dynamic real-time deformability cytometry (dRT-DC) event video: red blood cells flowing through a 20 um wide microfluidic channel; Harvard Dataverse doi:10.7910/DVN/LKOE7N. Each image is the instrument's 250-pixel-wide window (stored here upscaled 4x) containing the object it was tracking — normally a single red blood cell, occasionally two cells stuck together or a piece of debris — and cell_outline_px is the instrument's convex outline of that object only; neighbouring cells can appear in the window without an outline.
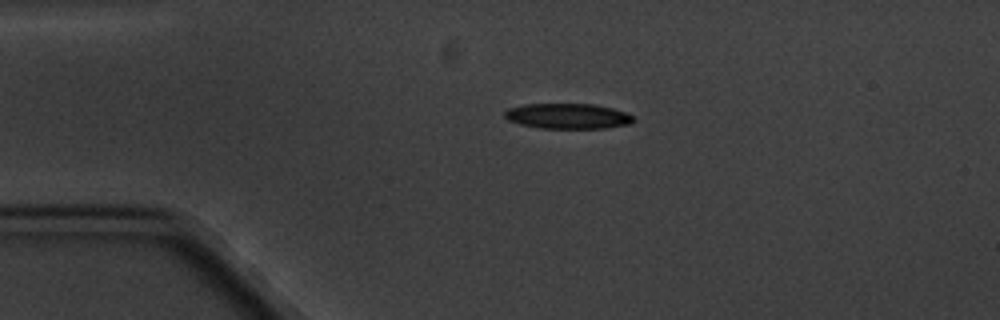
{"species": "common noctule bat (a hibernating species)", "species_latin": "Nyctalus noctula", "temperature_condition": "cold", "stored_images_in_passage": 4, "camera_frame_rate_fps": 3000, "um_per_image_px": 0.085, "animal": {"sex": "male", "body_mass_g": 20.1, "forearm_length_mm": 53.5}, "frame": {"image": 1, "passage_image": 3, "time_ms": 2.333, "image_size_px": [1000, 320], "cell_outline_px": [[636, 120], [628, 124], [604, 128], [540, 128], [520, 124], [508, 120], [504, 116], [504, 112], [508, 108], [524, 104], [592, 104], [612, 108], [624, 112], [632, 116]], "centroid_in_image_um": [48.23, 9.87], "position_along_channel_um": 36.8, "area_um2": 18.9}}